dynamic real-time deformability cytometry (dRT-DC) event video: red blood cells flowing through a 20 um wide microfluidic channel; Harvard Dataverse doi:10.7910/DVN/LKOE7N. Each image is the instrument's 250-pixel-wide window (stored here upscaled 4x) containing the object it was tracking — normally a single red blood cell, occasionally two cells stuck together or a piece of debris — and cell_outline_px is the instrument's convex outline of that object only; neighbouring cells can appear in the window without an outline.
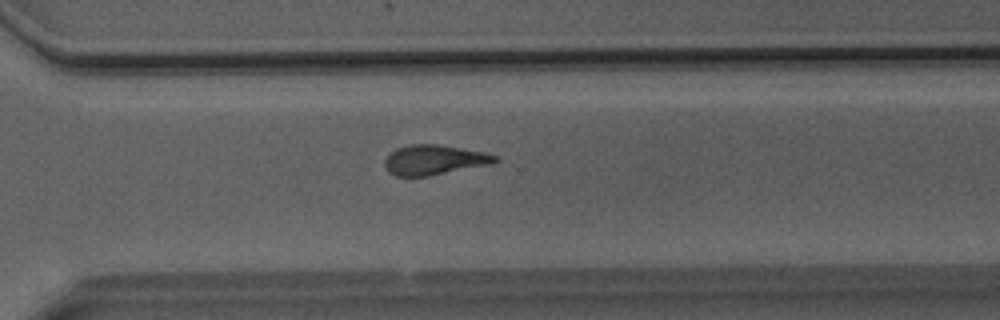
{"species": "Egyptian fruit bat (a non-hibernating species)", "species_latin": "Rousettus aegyptiacus", "temperature_condition": "room temperature", "stored_images_in_passage": 36, "camera_frame_rate_fps": 3000, "um_per_image_px": 0.085, "animal": {"sex": "male"}, "frame": {"image": 1, "passage_image": 22, "time_ms": 7.0, "image_size_px": [1000, 320], "cell_outline_px": [[500, 160], [492, 164], [428, 176], [396, 176], [388, 172], [384, 164], [384, 160], [396, 148], [412, 144], [436, 144], [484, 152], [496, 156]], "centroid_in_image_um": [36.91, 13.6], "position_along_channel_um": 333.7, "area_um2": 19.13}}
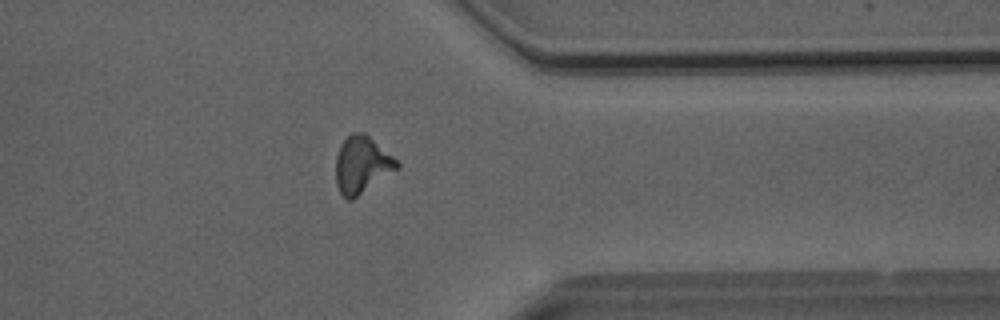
{"frame": {"image": 2, "passage_image": 26, "time_ms": 8.333, "image_size_px": [1000, 320], "cell_outline_px": [[400, 168], [352, 200], [348, 200], [340, 192], [336, 184], [336, 156], [340, 144], [352, 132], [364, 132], [392, 156], [400, 164]], "centroid_in_image_um": [30.75, 14.02], "position_along_channel_um": 380.6, "area_um2": 20.23}}
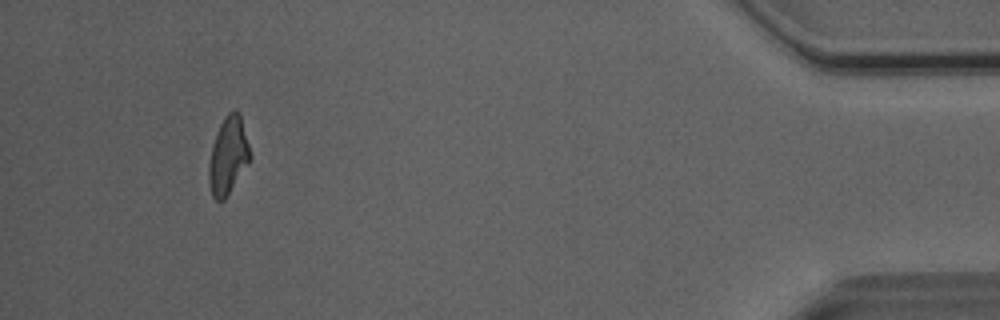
{"frame": {"image": 3, "passage_image": 33, "time_ms": 10.667, "image_size_px": [1000, 320], "cell_outline_px": [[252, 156], [248, 164], [224, 200], [216, 200], [212, 196], [208, 184], [208, 168], [212, 144], [216, 132], [224, 116], [232, 108], [236, 108], [240, 112]], "centroid_in_image_um": [19.39, 13.18], "position_along_channel_um": 415.8, "area_um2": 18.9}, "authors_computed_cell_mechanics": {"area_um2": 19.1607, "velocity_mm_per_s": 4.0721, "shape_relaxation_time_tau1_ms": 9.6782, "shape_relaxation_time_tau2_ms": 5.3968, "deformation_change_tau1": 0.2522, "deformation_change_tau2": 0.1592}}